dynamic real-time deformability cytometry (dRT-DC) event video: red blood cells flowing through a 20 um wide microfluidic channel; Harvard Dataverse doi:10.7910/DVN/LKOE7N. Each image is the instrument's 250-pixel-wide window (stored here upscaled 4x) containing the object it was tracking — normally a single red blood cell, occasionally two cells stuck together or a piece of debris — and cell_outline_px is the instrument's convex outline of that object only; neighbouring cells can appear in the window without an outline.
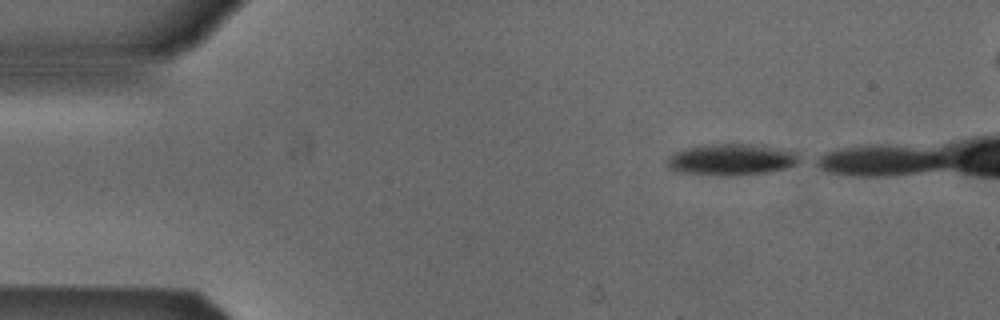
{"species": "Egyptian fruit bat (a non-hibernating species)", "species_latin": "Rousettus aegyptiacus", "temperature_condition": "cold", "stored_images_in_passage": 9, "camera_frame_rate_fps": 3000, "um_per_image_px": 0.085, "animal": {"sex": "male"}, "frame": {"image": 1, "passage_image": 1, "time_ms": 0.0, "image_size_px": [1000, 320], "cell_outline_px": [[804, 160], [796, 164], [784, 168], [768, 172], [740, 176], [708, 176], [676, 172], [668, 164], [668, 160], [676, 152], [684, 148], [704, 144], [764, 144], [796, 152]], "centroid_in_image_um": [62.23, 13.57], "position_along_channel_um": 22.8, "area_um2": 24.8}}